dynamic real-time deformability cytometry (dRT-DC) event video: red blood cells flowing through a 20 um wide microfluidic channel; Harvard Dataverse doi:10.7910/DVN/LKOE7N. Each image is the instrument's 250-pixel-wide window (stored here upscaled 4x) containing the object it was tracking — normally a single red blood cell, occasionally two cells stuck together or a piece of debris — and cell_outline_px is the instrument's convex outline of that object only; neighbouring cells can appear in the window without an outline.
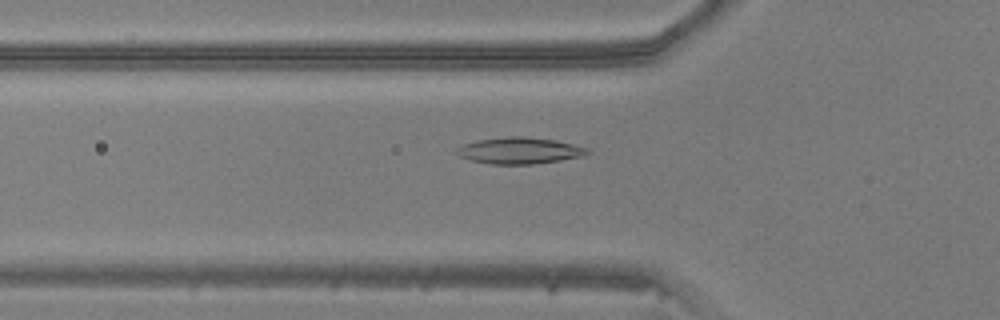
{"species": "common noctule bat (a hibernating species)", "species_latin": "Nyctalus noctula", "temperature_condition": "warm", "stored_images_in_passage": 49, "camera_frame_rate_fps": 3000, "um_per_image_px": 0.085, "animal": {"sex": "male", "body_mass_g": 20.5, "forearm_length_mm": 52.5}, "frame": {"image": 1, "passage_image": 17, "time_ms": 5.333, "image_size_px": [1000, 320], "cell_outline_px": [[592, 152], [584, 156], [560, 160], [532, 164], [492, 164], [472, 160], [460, 156], [456, 152], [456, 148], [464, 144], [476, 140], [508, 136], [524, 136], [556, 140], [588, 148]], "centroid_in_image_um": [44.19, 12.79], "position_along_channel_um": 81.6, "area_um2": 20.11}}
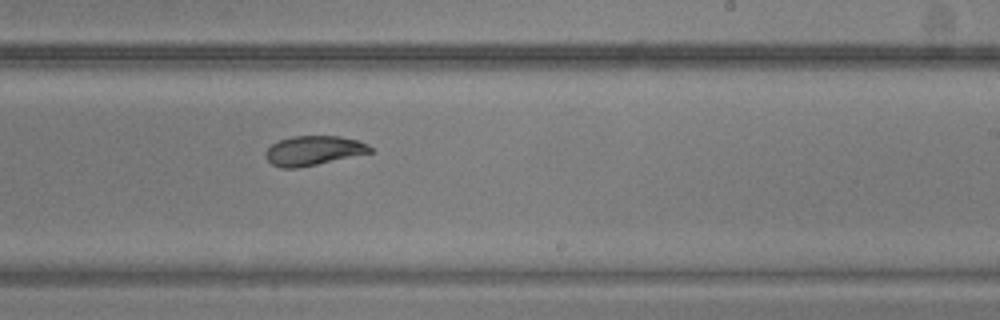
{"frame": {"image": 2, "passage_image": 30, "time_ms": 9.667, "image_size_px": [1000, 320], "cell_outline_px": [[376, 152], [296, 168], [280, 168], [272, 164], [264, 156], [264, 152], [272, 144], [280, 140], [292, 136], [340, 136], [356, 140], [368, 144]], "centroid_in_image_um": [26.66, 12.8], "position_along_channel_um": 262.3, "area_um2": 18.03}}
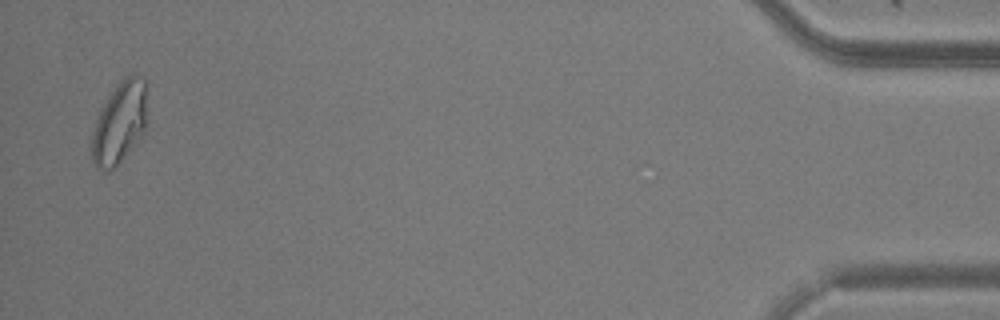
{"frame": {"image": 3, "passage_image": 48, "time_ms": 15.667, "image_size_px": [1000, 320], "cell_outline_px": [[148, 120], [144, 132], [120, 160], [108, 172], [100, 172], [92, 164], [88, 148], [92, 132], [96, 120], [108, 96], [116, 84], [124, 76], [132, 72], [144, 80]], "centroid_in_image_um": [10.12, 10.45], "position_along_channel_um": 425.1, "area_um2": 26.88}}